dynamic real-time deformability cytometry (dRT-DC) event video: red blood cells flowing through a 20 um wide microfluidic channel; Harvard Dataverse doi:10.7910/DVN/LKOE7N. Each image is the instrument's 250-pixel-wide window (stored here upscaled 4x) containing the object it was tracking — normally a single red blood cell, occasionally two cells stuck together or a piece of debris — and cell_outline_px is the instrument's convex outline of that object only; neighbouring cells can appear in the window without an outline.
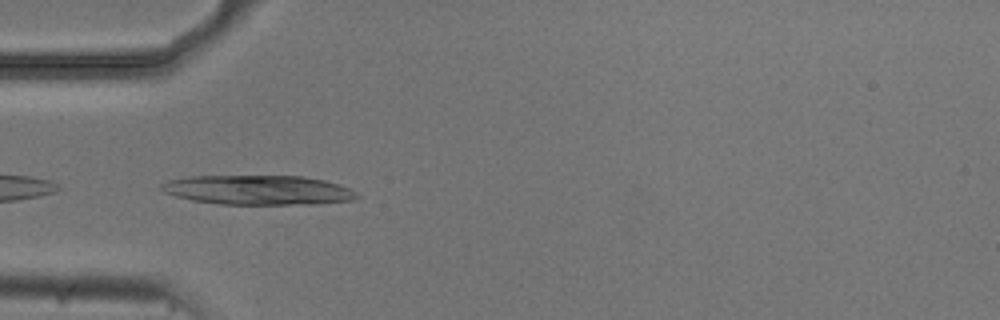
{"species": "common noctule bat (a hibernating species)", "species_latin": "Nyctalus noctula", "temperature_condition": "cold", "stored_images_in_passage": 25, "camera_frame_rate_fps": 3000, "um_per_image_px": 0.085, "animal": {"sex": "male", "body_mass_g": 20.5, "forearm_length_mm": 52.5}, "frame": {"image": 1, "passage_image": 16, "time_ms": 5.0, "image_size_px": [1000, 320], "cell_outline_px": [[360, 196], [352, 200], [316, 204], [220, 204], [192, 200], [176, 196], [164, 192], [160, 188], [160, 184], [168, 180], [188, 176], [304, 176], [324, 180], [340, 184], [352, 188]], "centroid_in_image_um": [21.97, 16.15], "position_along_channel_um": 63.0, "area_um2": 33.81}}
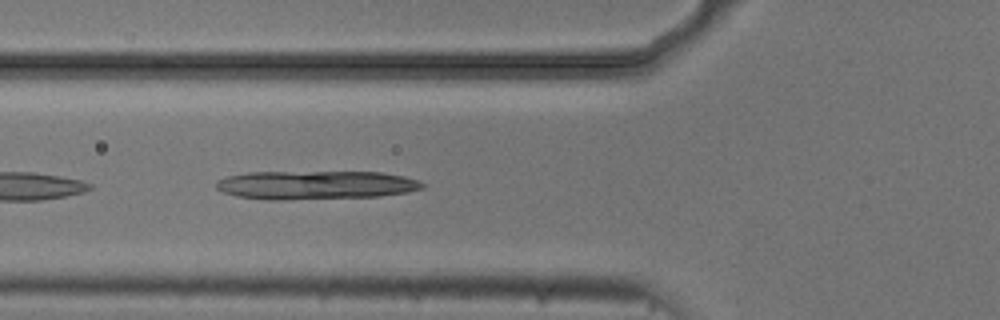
{"frame": {"image": 2, "passage_image": 19, "time_ms": 6.0, "image_size_px": [1000, 320], "cell_outline_px": [[424, 188], [408, 192], [380, 196], [288, 200], [268, 200], [236, 196], [224, 192], [216, 188], [216, 180], [228, 176], [248, 172], [380, 172], [404, 176], [420, 180], [424, 184]], "centroid_in_image_um": [26.84, 15.73], "position_along_channel_um": 99.0, "area_um2": 34.68}}
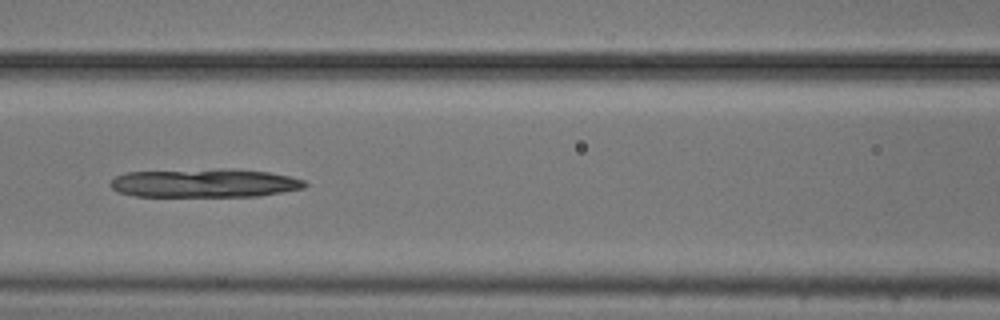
{"frame": {"image": 3, "passage_image": 23, "time_ms": 7.333, "image_size_px": [1000, 320], "cell_outline_px": [[308, 184], [304, 188], [260, 196], [136, 196], [116, 192], [108, 184], [116, 176], [124, 172], [228, 168], [232, 168], [268, 172], [288, 176], [304, 180]], "centroid_in_image_um": [17.37, 15.55], "position_along_channel_um": 149.2, "area_um2": 32.66}}